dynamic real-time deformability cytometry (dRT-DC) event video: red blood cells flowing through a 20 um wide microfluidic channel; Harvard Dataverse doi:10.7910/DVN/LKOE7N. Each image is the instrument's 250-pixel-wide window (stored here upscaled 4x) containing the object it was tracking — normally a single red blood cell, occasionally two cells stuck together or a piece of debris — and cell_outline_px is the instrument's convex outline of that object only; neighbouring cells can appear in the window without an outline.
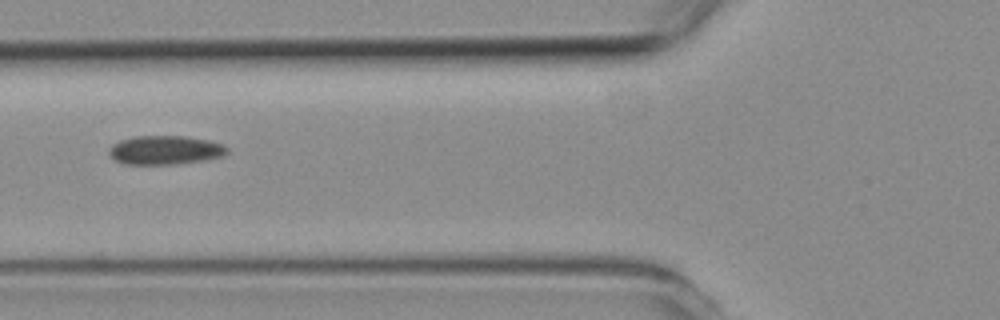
{"species": "common noctule bat (a hibernating species)", "species_latin": "Nyctalus noctula", "temperature_condition": "room temperature", "stored_images_in_passage": 5, "camera_frame_rate_fps": 3000, "um_per_image_px": 0.085, "animal": {"sex": "female", "body_mass_g": 19.3, "forearm_length_mm": 54.1}, "frame": {"image": 1, "passage_image": 5, "time_ms": 5.333, "image_size_px": [1000, 320], "cell_outline_px": [[228, 152], [224, 156], [204, 160], [176, 164], [124, 164], [116, 160], [108, 152], [108, 148], [112, 144], [120, 140], [136, 136], [184, 136], [208, 140], [224, 144], [228, 148]], "centroid_in_image_um": [14.05, 12.75], "position_along_channel_um": 111.7, "area_um2": 19.94}}